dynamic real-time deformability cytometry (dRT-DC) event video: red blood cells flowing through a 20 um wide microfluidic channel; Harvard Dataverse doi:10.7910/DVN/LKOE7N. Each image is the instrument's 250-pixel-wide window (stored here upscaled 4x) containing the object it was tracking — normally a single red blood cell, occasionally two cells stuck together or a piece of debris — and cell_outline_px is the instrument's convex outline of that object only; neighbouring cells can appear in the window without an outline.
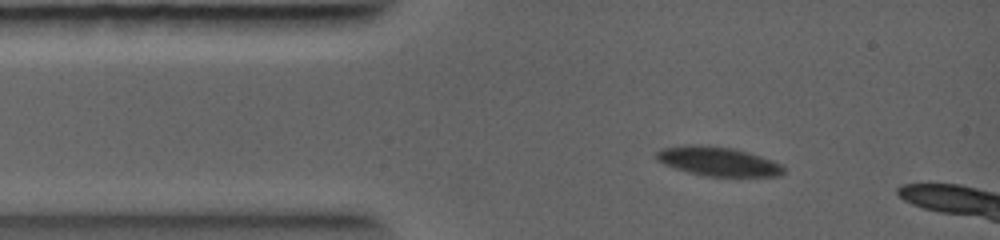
{"species": "common noctule bat (a hibernating species)", "species_latin": "Nyctalus noctula", "temperature_condition": "warm", "stored_images_in_passage": 2, "camera_frame_rate_fps": 5000, "um_per_image_px": 0.085, "animal": {"sex": "female", "body_mass_g": 19.0, "forearm_length_mm": 56.7}, "frame": {"image": 1, "passage_image": 1, "time_ms": 0.0, "image_size_px": [1000, 240], "cell_outline_px": [[784, 172], [780, 176], [708, 176], [688, 172], [672, 168], [656, 160], [656, 152], [660, 148], [684, 144], [708, 144], [736, 148], [784, 164]], "centroid_in_image_um": [61.0, 13.69], "position_along_channel_um": 24.0, "area_um2": 22.08}}